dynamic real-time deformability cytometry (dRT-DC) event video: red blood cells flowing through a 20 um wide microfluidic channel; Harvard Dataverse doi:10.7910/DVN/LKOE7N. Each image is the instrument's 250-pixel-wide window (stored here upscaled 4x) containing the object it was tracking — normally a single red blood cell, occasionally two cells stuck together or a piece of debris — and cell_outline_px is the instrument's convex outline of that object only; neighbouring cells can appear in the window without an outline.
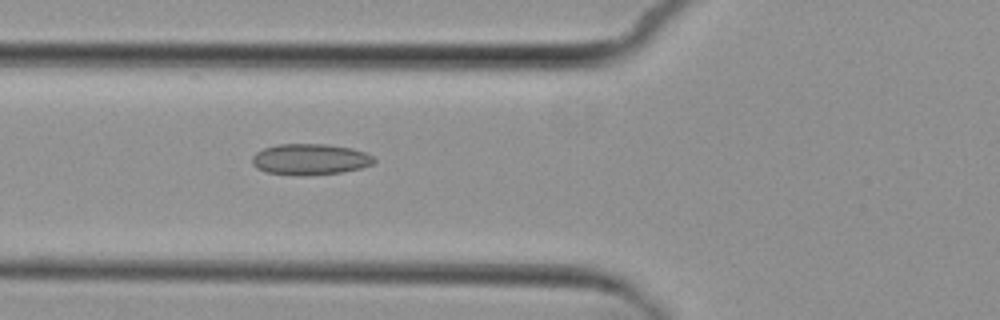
{"species": "common noctule bat (a hibernating species)", "species_latin": "Nyctalus noctula", "temperature_condition": "cold", "stored_images_in_passage": 5, "camera_frame_rate_fps": 3000, "um_per_image_px": 0.085, "animal": {"sex": "female", "body_mass_g": 29.2, "forearm_length_mm": 56.3}, "frame": {"image": 1, "passage_image": 5, "time_ms": 4.667, "image_size_px": [1000, 320], "cell_outline_px": [[376, 160], [372, 164], [360, 168], [340, 172], [308, 176], [296, 176], [268, 172], [256, 168], [252, 164], [252, 156], [256, 152], [264, 148], [276, 144], [328, 144], [352, 148], [364, 152], [372, 156]], "centroid_in_image_um": [26.33, 13.54], "position_along_channel_um": 99.5, "area_um2": 22.2}}